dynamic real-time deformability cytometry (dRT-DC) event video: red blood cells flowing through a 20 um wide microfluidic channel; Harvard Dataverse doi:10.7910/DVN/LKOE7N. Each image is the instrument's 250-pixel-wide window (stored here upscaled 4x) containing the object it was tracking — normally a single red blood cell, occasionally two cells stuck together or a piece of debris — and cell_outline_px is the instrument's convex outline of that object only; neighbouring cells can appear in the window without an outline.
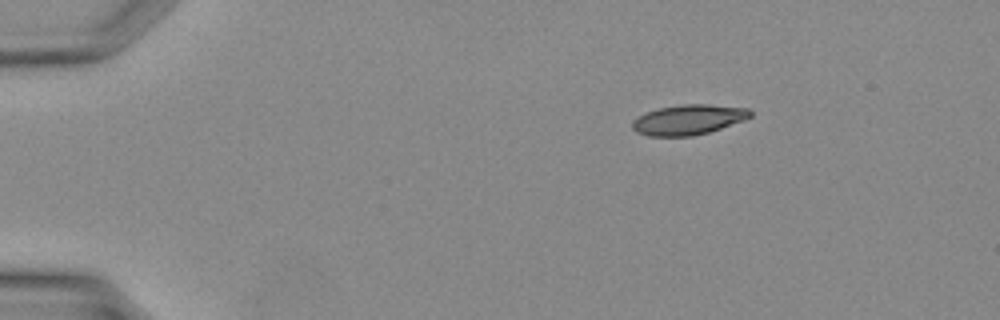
{"species": "Egyptian fruit bat (a non-hibernating species)", "species_latin": "Rousettus aegyptiacus", "temperature_condition": "warm", "stored_images_in_passage": 9, "camera_frame_rate_fps": 3000, "um_per_image_px": 0.085, "animal": {"sex": "female"}, "frame": {"image": 1, "passage_image": 1, "time_ms": 0.0, "image_size_px": [1000, 320], "cell_outline_px": [[752, 116], [744, 120], [708, 132], [692, 136], [648, 136], [636, 132], [632, 128], [632, 120], [648, 112], [660, 108], [684, 104], [708, 104], [748, 108], [752, 112]], "centroid_in_image_um": [58.52, 10.17], "position_along_channel_um": 26.5, "area_um2": 20.52}}
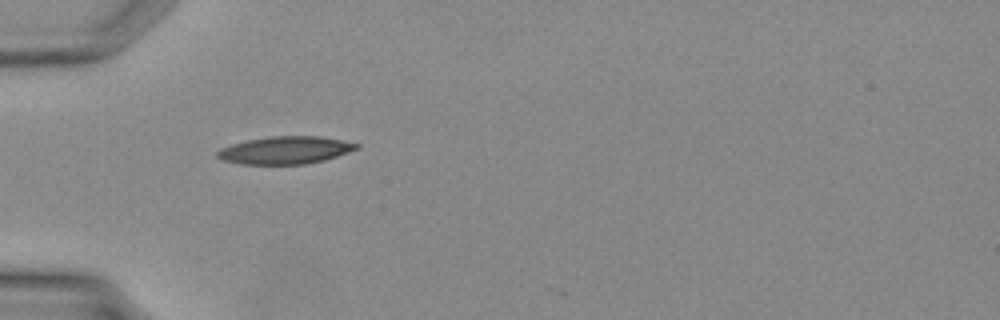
{"frame": {"image": 2, "passage_image": 7, "time_ms": 2.0, "image_size_px": [1000, 320], "cell_outline_px": [[360, 148], [324, 160], [304, 164], [240, 164], [224, 160], [216, 156], [216, 152], [220, 148], [232, 144], [248, 140], [272, 136], [320, 136], [360, 144]], "centroid_in_image_um": [24.25, 12.76], "position_along_channel_um": 60.8, "area_um2": 22.2}}